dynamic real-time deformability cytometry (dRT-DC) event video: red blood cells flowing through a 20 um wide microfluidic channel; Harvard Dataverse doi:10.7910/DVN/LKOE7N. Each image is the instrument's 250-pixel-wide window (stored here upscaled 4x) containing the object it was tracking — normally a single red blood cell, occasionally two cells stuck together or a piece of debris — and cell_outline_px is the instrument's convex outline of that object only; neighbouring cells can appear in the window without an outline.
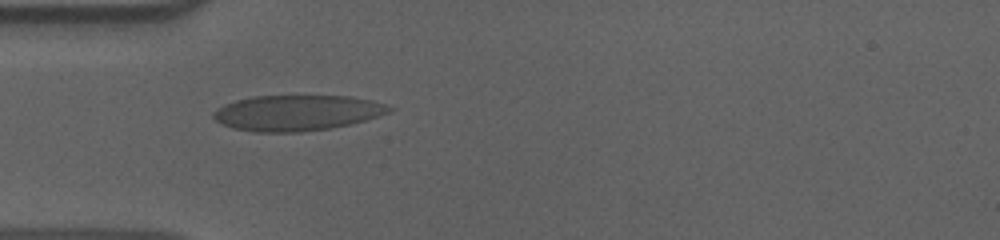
{"species": "human", "species_latin": "Homo sapiens", "temperature_condition": "cold", "stored_images_in_passage": 40, "camera_frame_rate_fps": 3000, "um_per_image_px": 0.085, "donor": {"sex": "male"}, "frame": {"image": 1, "passage_image": 1, "time_ms": 0.0, "image_size_px": [1000, 240], "cell_outline_px": [[396, 108], [388, 112], [352, 124], [328, 128], [300, 132], [252, 132], [232, 128], [216, 120], [212, 116], [212, 112], [216, 108], [224, 104], [236, 100], [252, 96], [348, 96], [372, 100]], "centroid_in_image_um": [25.2, 9.59], "position_along_channel_um": 59.8, "area_um2": 36.41}}
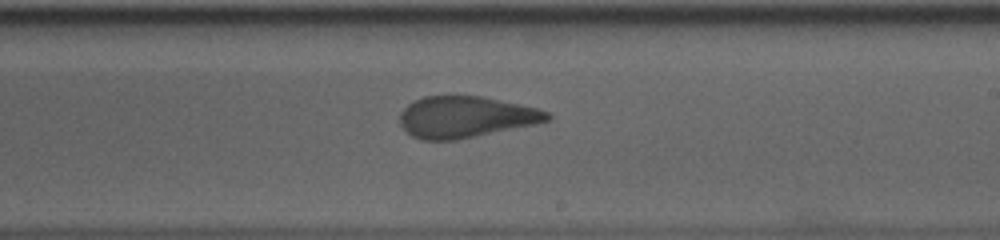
{"frame": {"image": 2, "passage_image": 17, "time_ms": 5.333, "image_size_px": [1000, 240], "cell_outline_px": [[552, 120], [536, 124], [456, 140], [420, 140], [412, 136], [400, 124], [400, 112], [408, 104], [424, 96], [480, 96], [536, 108], [548, 112], [552, 116]], "centroid_in_image_um": [39.58, 9.95], "position_along_channel_um": 249.4, "area_um2": 35.32}}
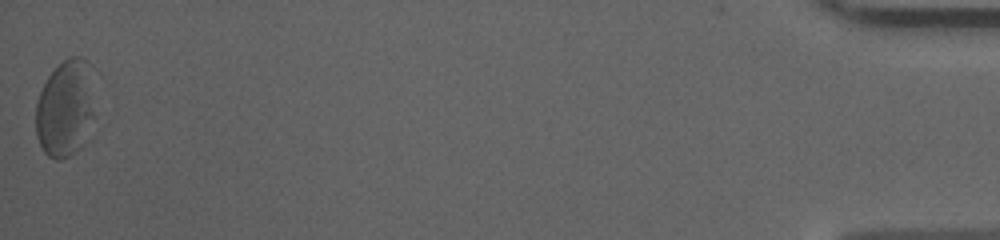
{"frame": {"image": 3, "passage_image": 40, "time_ms": 13.0, "image_size_px": [1000, 240], "cell_outline_px": [[96, 116], [84, 144], [72, 156], [60, 160], [56, 160], [48, 156], [44, 152], [36, 136], [36, 104], [40, 92], [48, 76], [68, 56], [80, 56], [88, 60]], "centroid_in_image_um": [5.58, 9.26], "position_along_channel_um": 429.6, "area_um2": 33.99}, "authors_computed_cell_mechanics": {"area_um2": 35.6915, "velocity_mm_per_s": 3.6021, "shape_relaxation_time_tau1_ms": null, "shape_relaxation_time_tau2_ms": 0.7371, "deformation_change_tau1": null, "deformation_change_tau2": 0.0568}}